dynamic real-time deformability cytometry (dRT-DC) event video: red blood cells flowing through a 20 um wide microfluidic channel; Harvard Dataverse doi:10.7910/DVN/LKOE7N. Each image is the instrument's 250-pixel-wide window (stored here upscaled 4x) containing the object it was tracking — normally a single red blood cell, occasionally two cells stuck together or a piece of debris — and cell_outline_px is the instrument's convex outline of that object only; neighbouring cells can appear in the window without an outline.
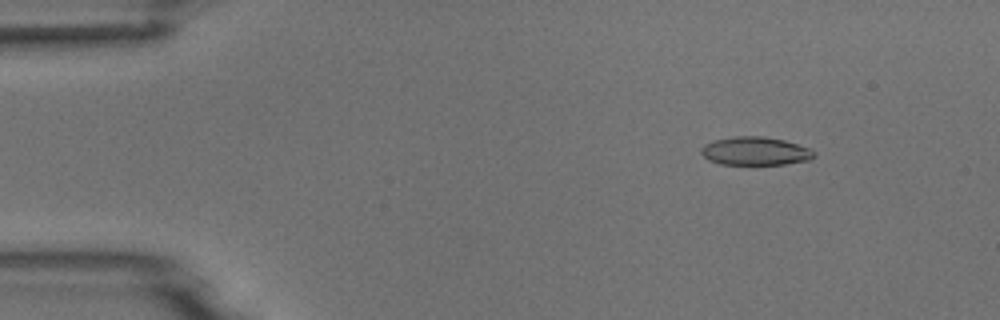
{"species": "common noctule bat (a hibernating species)", "species_latin": "Nyctalus noctula", "temperature_condition": "room temperature", "stored_images_in_passage": 7, "camera_frame_rate_fps": 3000, "um_per_image_px": 0.085, "animal": {"sex": "male", "body_mass_g": 18.8}, "frame": {"image": 1, "passage_image": 3, "time_ms": 2.0, "image_size_px": [1000, 320], "cell_outline_px": [[816, 156], [812, 160], [784, 164], [720, 164], [708, 160], [700, 152], [700, 148], [704, 144], [712, 140], [736, 136], [764, 136], [784, 140], [808, 148]], "centroid_in_image_um": [64.16, 12.84], "position_along_channel_um": 20.8, "area_um2": 18.67}}
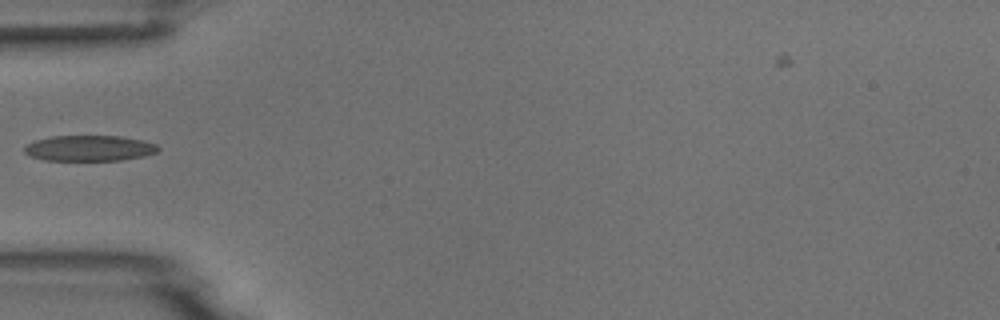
{"frame": {"image": 2, "passage_image": 6, "time_ms": 5.667, "image_size_px": [1000, 320], "cell_outline_px": [[160, 148], [156, 152], [144, 156], [120, 160], [44, 160], [32, 156], [24, 152], [24, 148], [28, 144], [36, 140], [52, 136], [120, 136], [144, 140], [156, 144]], "centroid_in_image_um": [7.62, 12.59], "position_along_channel_um": 77.4, "area_um2": 19.88}}